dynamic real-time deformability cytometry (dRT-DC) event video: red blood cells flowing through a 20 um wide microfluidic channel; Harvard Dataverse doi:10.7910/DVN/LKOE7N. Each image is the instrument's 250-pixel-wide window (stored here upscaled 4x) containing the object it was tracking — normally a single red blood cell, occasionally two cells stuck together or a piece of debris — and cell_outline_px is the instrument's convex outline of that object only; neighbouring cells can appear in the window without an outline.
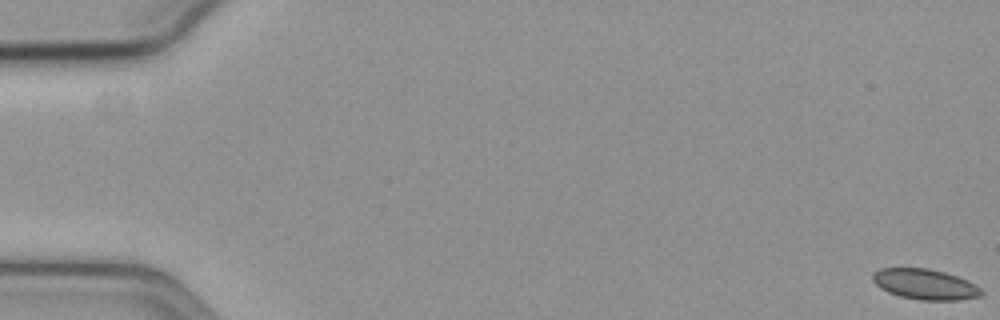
{"species": "common noctule bat (a hibernating species)", "species_latin": "Nyctalus noctula", "temperature_condition": "cold", "stored_images_in_passage": 16, "camera_frame_rate_fps": 3000, "um_per_image_px": 0.085, "animal": {"sex": "female", "body_mass_g": 19.3, "forearm_length_mm": 54.1}, "frame": {"image": 1, "passage_image": 1, "time_ms": 0.0, "image_size_px": [1000, 320], "cell_outline_px": [[984, 292], [980, 296], [956, 300], [920, 300], [900, 296], [888, 292], [880, 288], [872, 280], [872, 272], [880, 268], [928, 268], [944, 272], [968, 280], [976, 284]], "centroid_in_image_um": [78.61, 24.16], "position_along_channel_um": 6.4, "area_um2": 19.36}}